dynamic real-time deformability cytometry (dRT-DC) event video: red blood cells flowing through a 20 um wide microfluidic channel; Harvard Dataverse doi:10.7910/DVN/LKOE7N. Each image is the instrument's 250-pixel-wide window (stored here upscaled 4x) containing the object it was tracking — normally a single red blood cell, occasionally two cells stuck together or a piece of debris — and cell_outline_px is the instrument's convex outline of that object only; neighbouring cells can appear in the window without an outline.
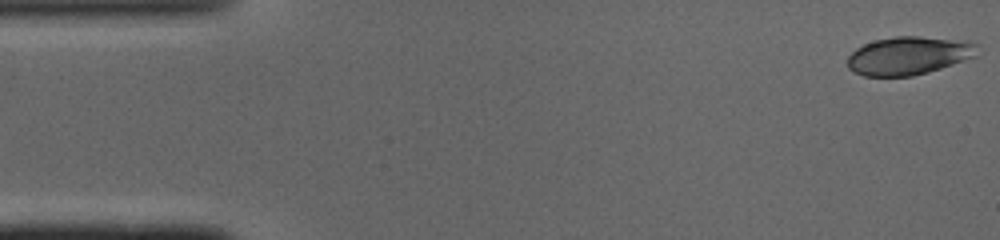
{"species": "common noctule bat (a hibernating species)", "species_latin": "Nyctalus noctula", "temperature_condition": "cold", "stored_images_in_passage": 48, "camera_frame_rate_fps": 3000, "um_per_image_px": 0.085, "animal": {"sex": "male", "body_mass_g": 19.0, "forearm_length_mm": 50.8}, "frame": {"image": 1, "passage_image": 1, "time_ms": 0.0, "image_size_px": [1000, 240], "cell_outline_px": [[976, 56], [928, 72], [912, 76], [864, 76], [848, 68], [848, 56], [856, 48], [864, 44], [876, 40], [896, 36], [920, 36], [968, 40], [976, 44]], "centroid_in_image_um": [77.24, 4.72], "position_along_channel_um": 7.8, "area_um2": 28.78}}
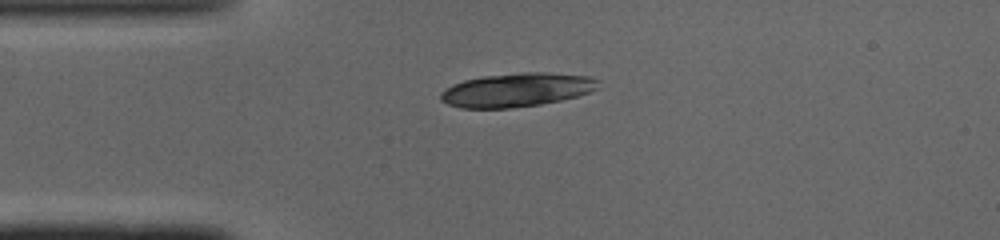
{"frame": {"image": 2, "passage_image": 11, "time_ms": 3.333, "image_size_px": [1000, 240], "cell_outline_px": [[600, 88], [576, 96], [560, 100], [540, 104], [512, 108], [460, 108], [448, 104], [440, 100], [440, 92], [444, 88], [452, 84], [464, 80], [484, 76], [520, 72], [544, 72], [592, 76], [600, 80]], "centroid_in_image_um": [43.93, 7.63], "position_along_channel_um": 41.1, "area_um2": 31.27}}